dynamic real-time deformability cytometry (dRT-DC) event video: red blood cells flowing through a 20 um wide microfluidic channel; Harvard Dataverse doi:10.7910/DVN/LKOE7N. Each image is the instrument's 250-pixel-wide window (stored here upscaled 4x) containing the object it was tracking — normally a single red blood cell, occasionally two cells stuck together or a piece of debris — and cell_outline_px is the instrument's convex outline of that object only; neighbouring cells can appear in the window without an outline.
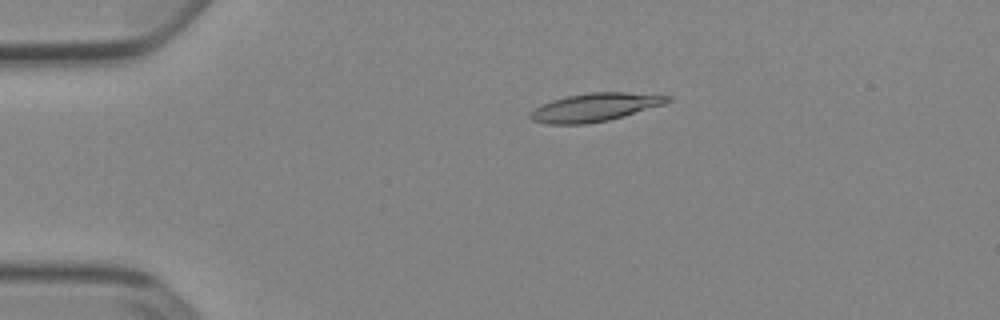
{"species": "Egyptian fruit bat (a non-hibernating species)", "species_latin": "Rousettus aegyptiacus", "temperature_condition": "cold", "stored_images_in_passage": 52, "camera_frame_rate_fps": 3000, "um_per_image_px": 0.085, "animal": {"sex": "female"}, "frame": {"image": 1, "passage_image": 11, "time_ms": 3.333, "image_size_px": [1000, 320], "cell_outline_px": [[672, 100], [664, 104], [624, 116], [608, 120], [588, 124], [548, 124], [532, 120], [528, 116], [536, 108], [552, 100], [568, 96], [588, 92], [628, 92], [672, 96]], "centroid_in_image_um": [50.6, 9.12], "position_along_channel_um": 34.4, "area_um2": 22.43}}
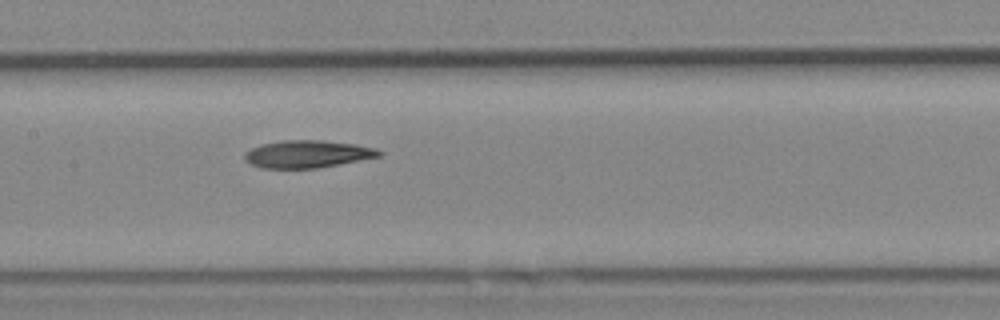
{"frame": {"image": 2, "passage_image": 26, "time_ms": 8.333, "image_size_px": [1000, 320], "cell_outline_px": [[384, 152], [380, 156], [340, 164], [316, 168], [260, 168], [252, 164], [244, 156], [244, 152], [260, 144], [280, 140], [320, 140], [356, 144], [376, 148]], "centroid_in_image_um": [26.14, 13.08], "position_along_channel_um": 181.3, "area_um2": 21.5}}
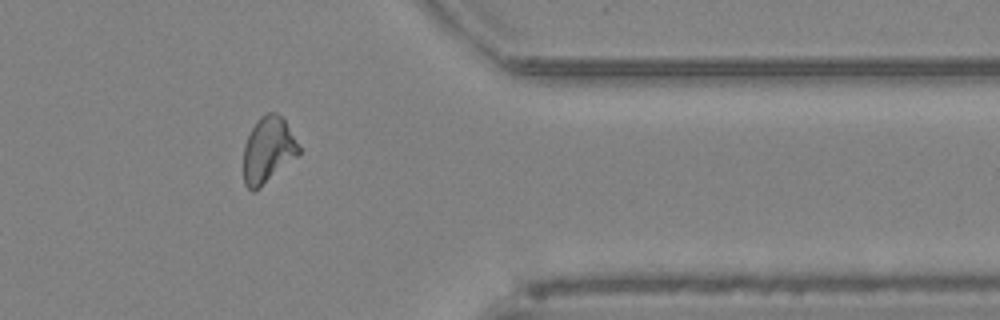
{"frame": {"image": 3, "passage_image": 43, "time_ms": 14.0, "image_size_px": [1000, 320], "cell_outline_px": [[300, 152], [296, 156], [260, 188], [252, 192], [244, 184], [244, 144], [256, 120], [260, 116], [268, 112], [276, 112], [284, 120], [300, 148]], "centroid_in_image_um": [22.75, 12.75], "position_along_channel_um": 388.6, "area_um2": 20.92}, "authors_computed_cell_mechanics": {"area_um2": 21.7328, "velocity_mm_per_s": 3.9036, "shape_relaxation_time_tau1_ms": null, "shape_relaxation_time_tau2_ms": 5.5123, "deformation_change_tau1": null, "deformation_change_tau2": 0.1423}}